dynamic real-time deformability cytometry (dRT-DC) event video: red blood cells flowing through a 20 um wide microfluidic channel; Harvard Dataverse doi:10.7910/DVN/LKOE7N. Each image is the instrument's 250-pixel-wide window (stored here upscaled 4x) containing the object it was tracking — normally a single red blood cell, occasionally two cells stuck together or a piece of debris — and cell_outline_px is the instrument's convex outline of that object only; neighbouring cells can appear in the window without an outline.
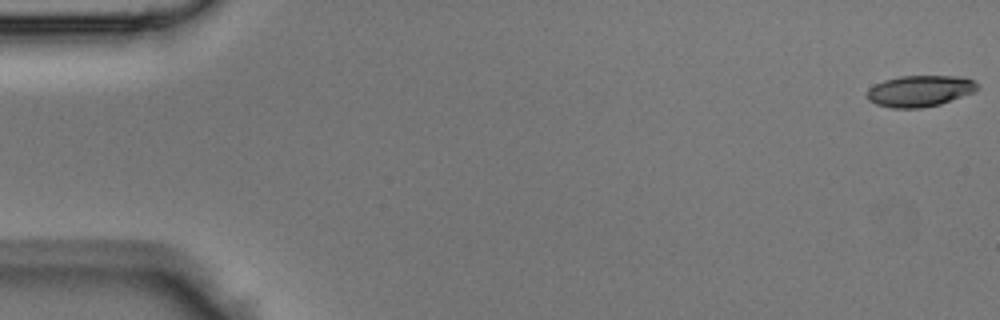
{"species": "Egyptian fruit bat (a non-hibernating species)", "species_latin": "Rousettus aegyptiacus", "temperature_condition": "room temperature", "stored_images_in_passage": 13, "camera_frame_rate_fps": 3000, "um_per_image_px": 0.085, "animal": {"sex": "male"}, "frame": {"image": 1, "passage_image": 1, "time_ms": 0.0, "image_size_px": [1000, 320], "cell_outline_px": [[980, 88], [976, 92], [940, 104], [920, 108], [892, 108], [876, 104], [868, 100], [868, 88], [884, 80], [900, 76], [964, 76], [980, 84]], "centroid_in_image_um": [78.25, 7.73], "position_along_channel_um": 6.8, "area_um2": 20.29}}
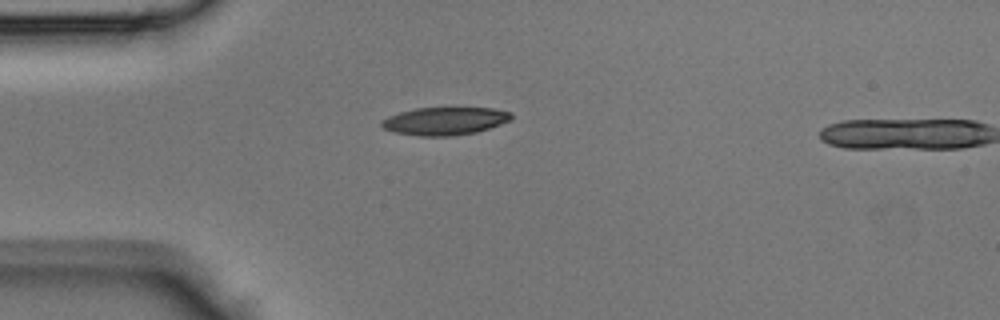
{"frame": {"image": 2, "passage_image": 12, "time_ms": 3.667, "image_size_px": [1000, 320], "cell_outline_px": [[512, 120], [476, 132], [452, 136], [420, 136], [392, 132], [384, 128], [380, 124], [380, 120], [388, 116], [400, 112], [416, 108], [492, 108], [512, 112]], "centroid_in_image_um": [37.79, 10.29], "position_along_channel_um": 47.2, "area_um2": 21.1}}